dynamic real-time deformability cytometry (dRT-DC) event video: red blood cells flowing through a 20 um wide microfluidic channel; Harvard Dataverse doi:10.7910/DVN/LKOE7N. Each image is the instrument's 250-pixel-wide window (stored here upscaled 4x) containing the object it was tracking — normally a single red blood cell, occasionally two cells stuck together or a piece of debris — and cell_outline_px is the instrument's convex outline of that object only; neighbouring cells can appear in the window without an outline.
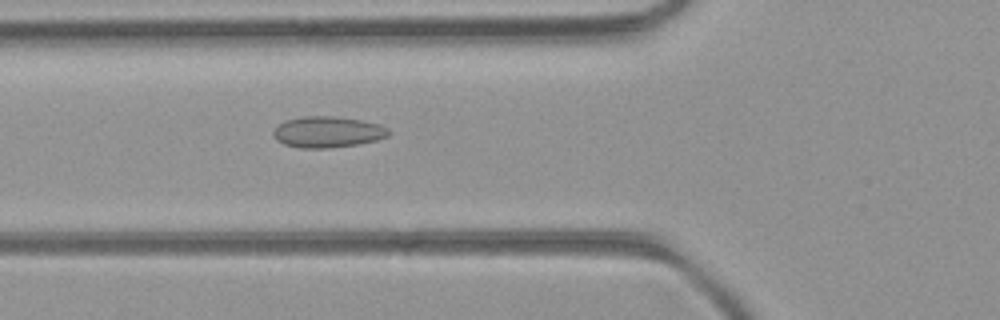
{"species": "common noctule bat (a hibernating species)", "species_latin": "Nyctalus noctula", "temperature_condition": "room temperature", "stored_images_in_passage": 49, "camera_frame_rate_fps": 3000, "um_per_image_px": 0.085, "animal": {"sex": "female", "body_mass_g": 21.9}, "frame": {"image": 1, "passage_image": 18, "time_ms": 5.667, "image_size_px": [1000, 320], "cell_outline_px": [[392, 132], [388, 136], [376, 140], [356, 144], [328, 148], [300, 148], [284, 144], [276, 140], [272, 136], [272, 132], [276, 124], [284, 120], [304, 116], [336, 116], [360, 120], [380, 124], [388, 128]], "centroid_in_image_um": [27.81, 11.21], "position_along_channel_um": 98.0, "area_um2": 21.15}}
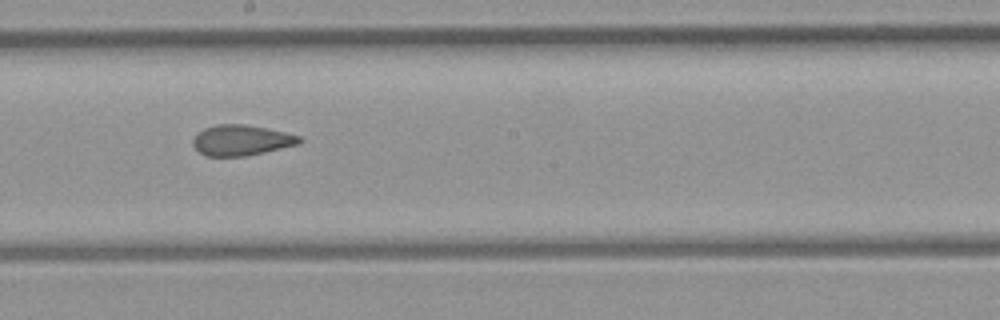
{"frame": {"image": 2, "passage_image": 27, "time_ms": 8.667, "image_size_px": [1000, 320], "cell_outline_px": [[304, 140], [300, 144], [248, 156], [204, 156], [192, 144], [192, 140], [196, 132], [204, 128], [216, 124], [244, 124], [284, 132], [300, 136]], "centroid_in_image_um": [20.5, 11.92], "position_along_channel_um": 227.7, "area_um2": 19.13}}
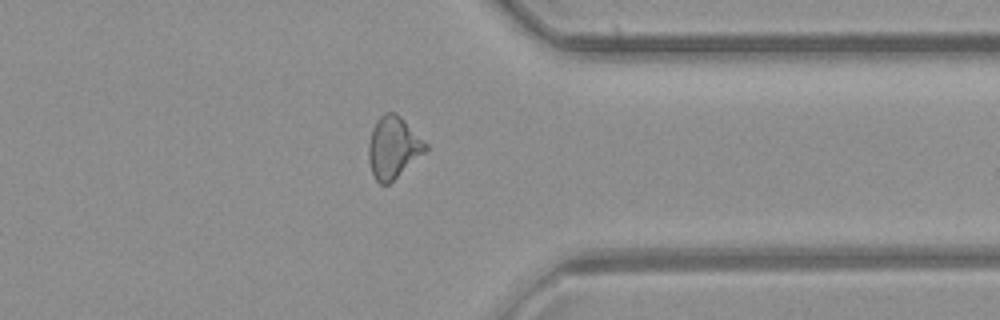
{"frame": {"image": 3, "passage_image": 38, "time_ms": 12.333, "image_size_px": [1000, 320], "cell_outline_px": [[428, 148], [424, 152], [388, 184], [380, 184], [376, 180], [372, 172], [368, 156], [368, 144], [372, 128], [376, 120], [384, 112], [396, 112], [428, 144]], "centroid_in_image_um": [33.4, 12.5], "position_along_channel_um": 378.0, "area_um2": 20.23}, "authors_computed_cell_mechanics": {"area_um2": 20.23, "velocity_mm_per_s": 4.2962, "shape_relaxation_time_tau1_ms": null, "shape_relaxation_time_tau2_ms": 1.886, "deformation_change_tau1": null, "deformation_change_tau2": 0.0805}}